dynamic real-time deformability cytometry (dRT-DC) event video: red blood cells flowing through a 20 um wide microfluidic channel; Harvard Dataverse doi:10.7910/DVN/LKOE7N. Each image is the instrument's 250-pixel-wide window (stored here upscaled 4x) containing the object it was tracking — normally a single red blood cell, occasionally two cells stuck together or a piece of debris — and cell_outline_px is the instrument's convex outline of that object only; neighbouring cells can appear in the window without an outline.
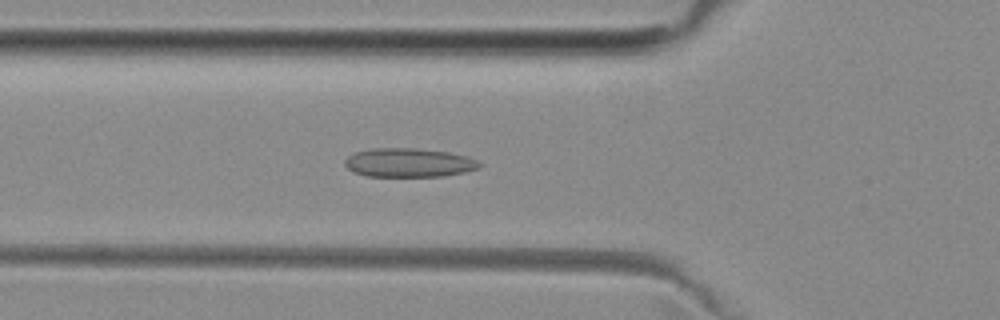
{"species": "common noctule bat (a hibernating species)", "species_latin": "Nyctalus noctula", "temperature_condition": "room temperature", "stored_images_in_passage": 52, "camera_frame_rate_fps": 3000, "um_per_image_px": 0.085, "animal": {"sex": "female", "body_mass_g": 29.2, "forearm_length_mm": 56.3}, "frame": {"image": 1, "passage_image": 18, "time_ms": 5.667, "image_size_px": [1000, 320], "cell_outline_px": [[480, 168], [464, 172], [444, 176], [368, 176], [352, 172], [344, 164], [344, 160], [348, 156], [356, 152], [372, 148], [416, 148], [448, 152], [468, 156], [476, 160], [480, 164]], "centroid_in_image_um": [34.74, 13.82], "position_along_channel_um": 91.1, "area_um2": 22.66}}
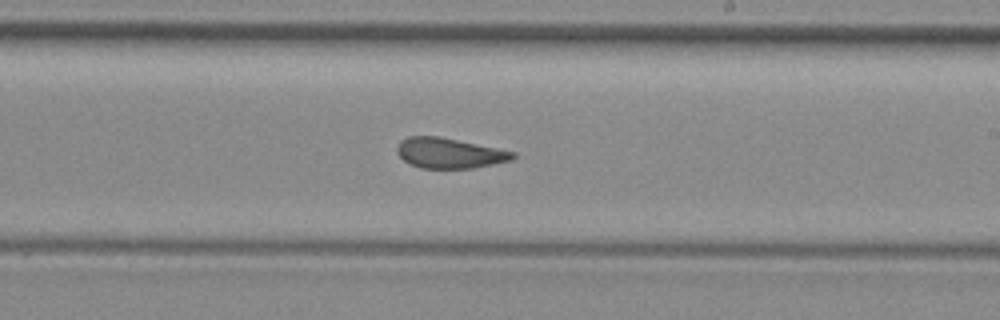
{"frame": {"image": 2, "passage_image": 30, "time_ms": 9.667, "image_size_px": [1000, 320], "cell_outline_px": [[516, 156], [512, 160], [472, 168], [420, 168], [408, 164], [396, 152], [396, 148], [400, 140], [408, 136], [440, 136], [516, 152]], "centroid_in_image_um": [38.17, 13.01], "position_along_channel_um": 250.8, "area_um2": 20.52}}
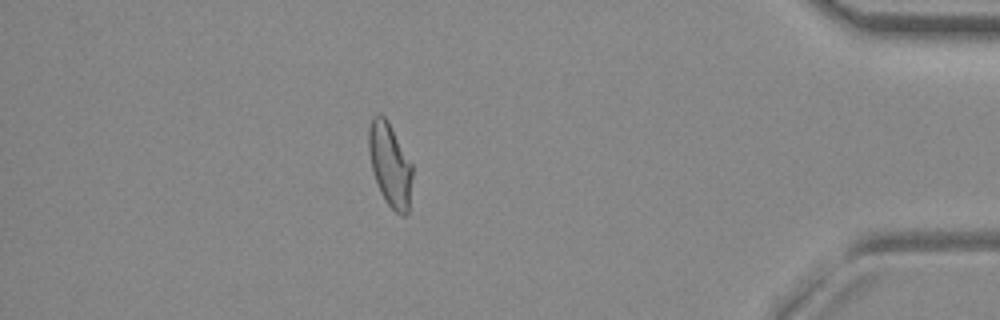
{"frame": {"image": 3, "passage_image": 45, "time_ms": 14.667, "image_size_px": [1000, 320], "cell_outline_px": [[412, 176], [408, 212], [404, 216], [400, 216], [384, 200], [380, 192], [372, 168], [368, 148], [368, 128], [372, 116], [376, 112], [380, 112], [388, 120], [412, 164]], "centroid_in_image_um": [33.13, 13.96], "position_along_channel_um": 402.1, "area_um2": 21.33}, "authors_computed_cell_mechanics": {"area_um2": 21.675, "velocity_mm_per_s": 3.9914, "shape_relaxation_time_tau1_ms": null, "shape_relaxation_time_tau2_ms": 1.8194, "deformation_change_tau1": null, "deformation_change_tau2": 0.0852}}